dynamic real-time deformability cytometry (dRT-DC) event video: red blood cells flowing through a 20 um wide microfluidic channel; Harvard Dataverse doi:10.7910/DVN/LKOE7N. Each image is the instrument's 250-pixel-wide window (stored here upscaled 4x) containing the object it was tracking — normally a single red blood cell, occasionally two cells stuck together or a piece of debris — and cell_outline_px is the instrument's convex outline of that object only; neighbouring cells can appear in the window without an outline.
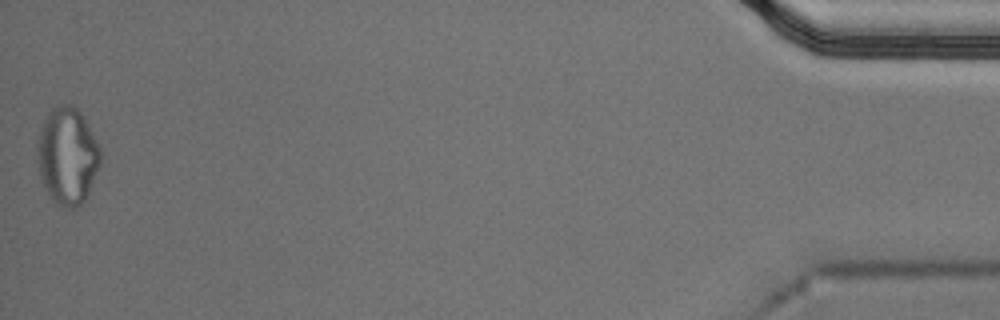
{"species": "Egyptian fruit bat (a non-hibernating species)", "species_latin": "Rousettus aegyptiacus", "temperature_condition": "cold", "stored_images_in_passage": 42, "camera_frame_rate_fps": 3000, "um_per_image_px": 0.085, "animal": {"sex": "male"}, "frame": {"image": 1, "passage_image": 42, "time_ms": 13.667, "image_size_px": [1000, 320], "cell_outline_px": [[100, 164], [88, 192], [84, 200], [76, 208], [64, 208], [56, 204], [52, 200], [40, 176], [36, 160], [36, 148], [40, 132], [44, 120], [48, 112], [56, 104], [72, 104], [84, 116], [100, 148]], "centroid_in_image_um": [5.71, 13.23], "position_along_channel_um": 429.5, "area_um2": 35.72}, "authors_computed_cell_mechanics": {"area_um2": 21.6461, "velocity_mm_per_s": 3.6904, "shape_relaxation_time_tau1_ms": null, "shape_relaxation_time_tau2_ms": 2.2239, "deformation_change_tau1": null, "deformation_change_tau2": 0.0901}}